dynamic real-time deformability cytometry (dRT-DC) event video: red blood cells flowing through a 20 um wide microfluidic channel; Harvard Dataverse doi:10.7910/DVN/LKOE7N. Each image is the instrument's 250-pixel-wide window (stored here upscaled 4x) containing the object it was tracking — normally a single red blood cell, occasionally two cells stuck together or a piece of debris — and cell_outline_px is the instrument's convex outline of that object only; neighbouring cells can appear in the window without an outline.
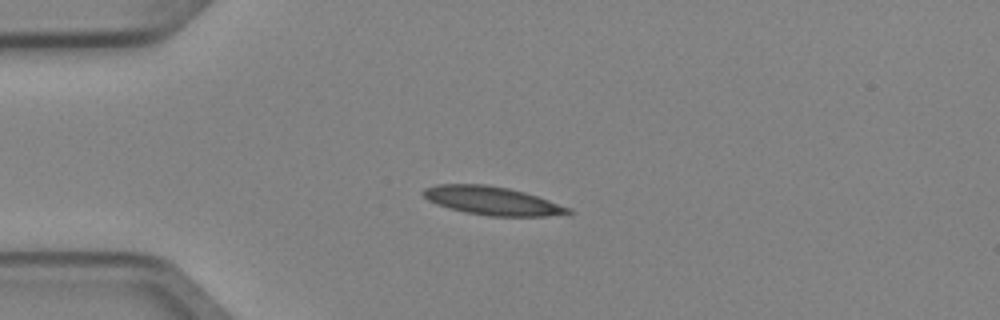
{"species": "Egyptian fruit bat (a non-hibernating species)", "species_latin": "Rousettus aegyptiacus", "temperature_condition": "cold", "stored_images_in_passage": 3, "camera_frame_rate_fps": 3000, "um_per_image_px": 0.085, "animal": {"sex": "female"}, "frame": {"image": 1, "passage_image": 2, "time_ms": 0.333, "image_size_px": [1000, 320], "cell_outline_px": [[572, 212], [544, 216], [488, 216], [464, 212], [448, 208], [436, 204], [428, 200], [420, 192], [424, 188], [440, 184], [484, 184], [508, 188], [524, 192], [572, 208]], "centroid_in_image_um": [41.78, 17.06], "position_along_channel_um": 43.2, "area_um2": 23.87}}